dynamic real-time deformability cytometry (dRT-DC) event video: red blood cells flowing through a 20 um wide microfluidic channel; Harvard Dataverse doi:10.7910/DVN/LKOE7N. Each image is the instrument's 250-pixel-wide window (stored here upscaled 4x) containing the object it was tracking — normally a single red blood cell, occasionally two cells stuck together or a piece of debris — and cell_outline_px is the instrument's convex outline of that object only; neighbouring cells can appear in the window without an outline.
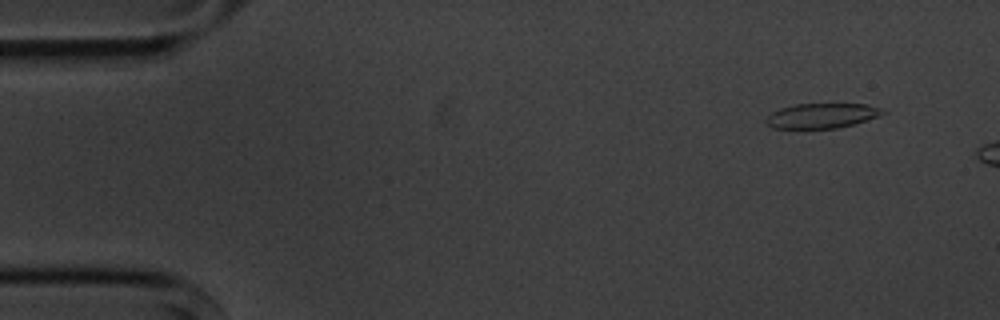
{"species": "common noctule bat (a hibernating species)", "species_latin": "Nyctalus noctula", "temperature_condition": "cold", "stored_images_in_passage": 3, "segment_of_instrument_passage": [1, 2], "camera_frame_rate_fps": 3000, "um_per_image_px": 0.085, "animal": {"sex": "male", "body_mass_g": 20.1, "forearm_length_mm": 53.5}, "frame": {"image": 1, "passage_image": 2, "time_ms": 1.0, "image_size_px": [1000, 320], "cell_outline_px": [[888, 112], [852, 124], [836, 128], [772, 128], [764, 120], [772, 112], [780, 108], [796, 104], [868, 104], [880, 108]], "centroid_in_image_um": [69.82, 9.83], "position_along_channel_um": 15.2, "area_um2": 16.65}}